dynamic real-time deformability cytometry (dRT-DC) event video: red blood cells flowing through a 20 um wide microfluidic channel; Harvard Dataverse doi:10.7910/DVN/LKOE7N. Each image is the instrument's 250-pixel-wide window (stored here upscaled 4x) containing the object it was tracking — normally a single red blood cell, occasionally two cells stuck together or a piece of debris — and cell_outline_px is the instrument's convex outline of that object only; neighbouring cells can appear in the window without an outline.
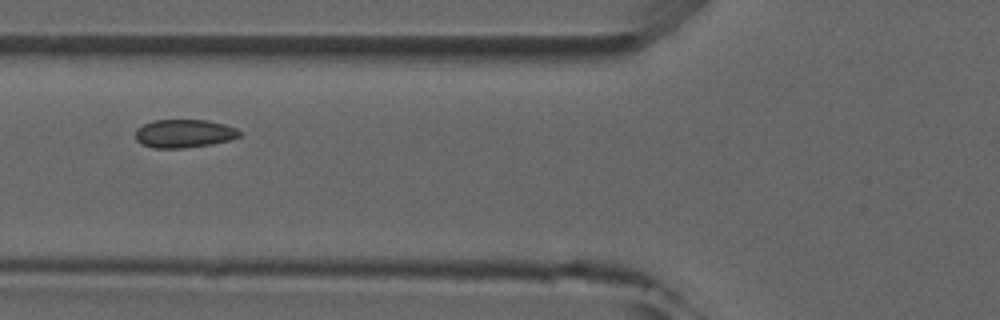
{"species": "common noctule bat (a hibernating species)", "species_latin": "Nyctalus noctula", "temperature_condition": "room temperature", "stored_images_in_passage": 3, "camera_frame_rate_fps": 3000, "um_per_image_px": 0.085, "animal": {"sex": "male", "forearm_length_mm": 52.5}, "frame": {"image": 1, "passage_image": 2, "time_ms": 1.333, "image_size_px": [1000, 320], "cell_outline_px": [[240, 136], [228, 140], [212, 144], [184, 148], [152, 148], [140, 144], [136, 140], [136, 128], [152, 120], [208, 120], [224, 124], [236, 128], [240, 132]], "centroid_in_image_um": [15.61, 11.35], "position_along_channel_um": 110.2, "area_um2": 17.22}}
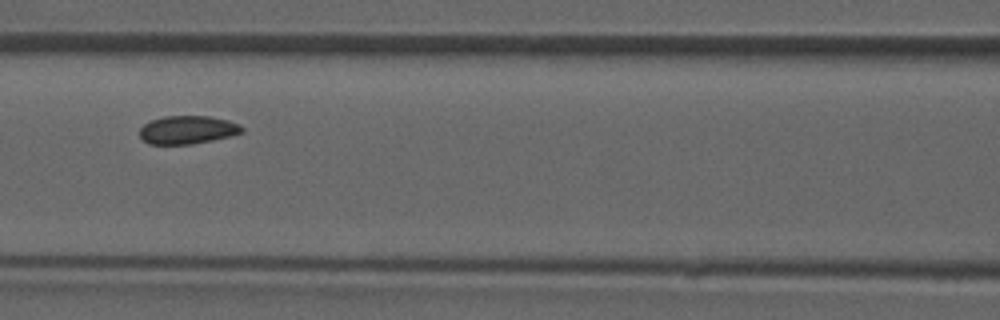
{"frame": {"image": 2, "passage_image": 3, "time_ms": 2.333, "image_size_px": [1000, 320], "cell_outline_px": [[244, 132], [212, 140], [192, 144], [148, 144], [140, 136], [140, 128], [144, 124], [152, 120], [164, 116], [208, 116], [228, 120], [240, 124], [244, 128]], "centroid_in_image_um": [15.95, 11.03], "position_along_channel_um": 150.7, "area_um2": 16.76}}